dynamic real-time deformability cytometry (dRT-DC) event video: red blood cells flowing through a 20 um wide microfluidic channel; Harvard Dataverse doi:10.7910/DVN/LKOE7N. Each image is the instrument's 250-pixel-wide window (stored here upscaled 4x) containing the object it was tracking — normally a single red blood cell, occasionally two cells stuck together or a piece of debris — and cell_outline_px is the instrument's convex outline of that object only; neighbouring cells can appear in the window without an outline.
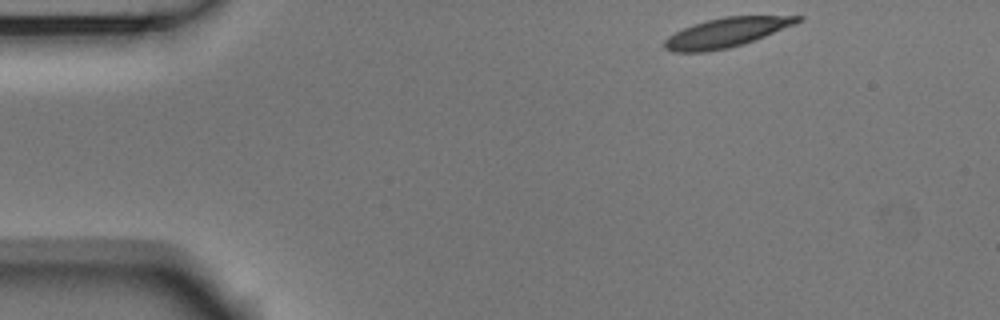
{"species": "Egyptian fruit bat (a non-hibernating species)", "species_latin": "Rousettus aegyptiacus", "temperature_condition": "room temperature", "stored_images_in_passage": 48, "camera_frame_rate_fps": 3000, "um_per_image_px": 0.085, "animal": {"sex": "male"}, "frame": {"image": 1, "passage_image": 1, "time_ms": 0.0, "image_size_px": [1000, 320], "cell_outline_px": [[804, 20], [796, 24], [744, 44], [728, 48], [708, 52], [672, 52], [664, 48], [664, 40], [668, 36], [684, 28], [708, 20], [724, 16], [804, 16]], "centroid_in_image_um": [61.76, 2.77], "position_along_channel_um": 23.2, "area_um2": 22.72}}
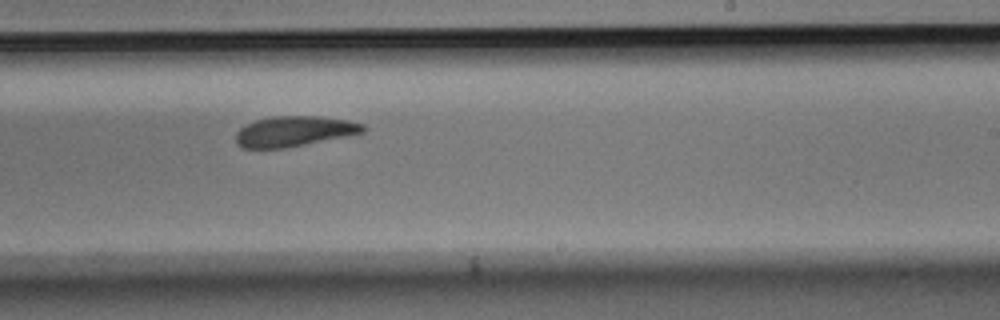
{"frame": {"image": 2, "passage_image": 27, "time_ms": 8.667, "image_size_px": [1000, 320], "cell_outline_px": [[368, 128], [364, 132], [348, 136], [284, 148], [244, 148], [236, 144], [236, 132], [240, 128], [256, 120], [272, 116], [320, 116], [348, 120], [364, 124]], "centroid_in_image_um": [25.04, 11.15], "position_along_channel_um": 264.0, "area_um2": 22.54}}
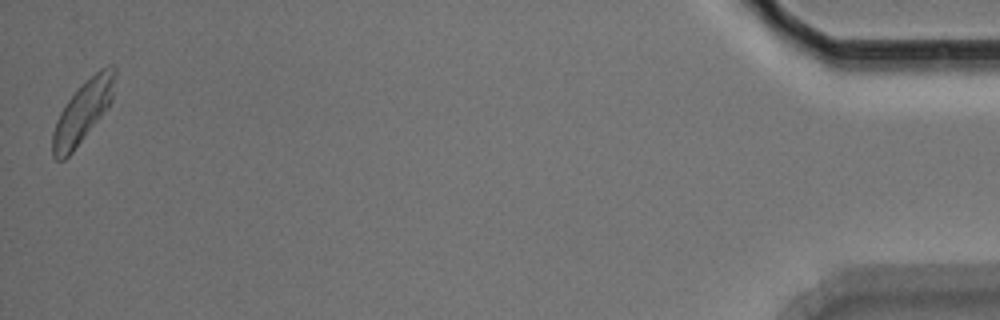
{"frame": {"image": 3, "passage_image": 48, "time_ms": 15.667, "image_size_px": [1000, 320], "cell_outline_px": [[116, 76], [112, 100], [100, 116], [72, 152], [64, 160], [56, 160], [52, 156], [52, 132], [56, 120], [60, 112], [68, 100], [100, 68], [108, 64], [112, 64], [116, 68]], "centroid_in_image_um": [7.03, 9.49], "position_along_channel_um": 428.2, "area_um2": 21.73}, "authors_computed_cell_mechanics": {"area_um2": 23.0622, "velocity_mm_per_s": 3.6563, "shape_relaxation_time_tau1_ms": 4.8431, "shape_relaxation_time_tau2_ms": 4.4177, "deformation_change_tau1": 0.1234, "deformation_change_tau2": 0.108}}